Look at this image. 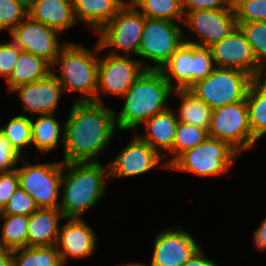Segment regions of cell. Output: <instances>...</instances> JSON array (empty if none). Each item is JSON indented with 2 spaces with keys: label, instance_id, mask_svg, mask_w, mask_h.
I'll return each instance as SVG.
<instances>
[{
  "label": "cell",
  "instance_id": "25",
  "mask_svg": "<svg viewBox=\"0 0 266 266\" xmlns=\"http://www.w3.org/2000/svg\"><path fill=\"white\" fill-rule=\"evenodd\" d=\"M50 72L51 65L43 58L22 51L10 77L6 80L8 92L11 93L17 86L41 80Z\"/></svg>",
  "mask_w": 266,
  "mask_h": 266
},
{
  "label": "cell",
  "instance_id": "14",
  "mask_svg": "<svg viewBox=\"0 0 266 266\" xmlns=\"http://www.w3.org/2000/svg\"><path fill=\"white\" fill-rule=\"evenodd\" d=\"M11 40L22 51L43 58L51 66L57 59L60 49L65 45L59 43V33L27 16L11 32Z\"/></svg>",
  "mask_w": 266,
  "mask_h": 266
},
{
  "label": "cell",
  "instance_id": "10",
  "mask_svg": "<svg viewBox=\"0 0 266 266\" xmlns=\"http://www.w3.org/2000/svg\"><path fill=\"white\" fill-rule=\"evenodd\" d=\"M183 29L180 23L145 17L138 57L154 62L150 69L160 70L184 42Z\"/></svg>",
  "mask_w": 266,
  "mask_h": 266
},
{
  "label": "cell",
  "instance_id": "42",
  "mask_svg": "<svg viewBox=\"0 0 266 266\" xmlns=\"http://www.w3.org/2000/svg\"><path fill=\"white\" fill-rule=\"evenodd\" d=\"M200 248L183 266H219L215 261L206 258Z\"/></svg>",
  "mask_w": 266,
  "mask_h": 266
},
{
  "label": "cell",
  "instance_id": "24",
  "mask_svg": "<svg viewBox=\"0 0 266 266\" xmlns=\"http://www.w3.org/2000/svg\"><path fill=\"white\" fill-rule=\"evenodd\" d=\"M31 117L32 146L44 155L64 142V128L56 118V113ZM62 128V129H61Z\"/></svg>",
  "mask_w": 266,
  "mask_h": 266
},
{
  "label": "cell",
  "instance_id": "38",
  "mask_svg": "<svg viewBox=\"0 0 266 266\" xmlns=\"http://www.w3.org/2000/svg\"><path fill=\"white\" fill-rule=\"evenodd\" d=\"M22 50L10 42L0 43V76L7 80L10 77L14 65L17 63Z\"/></svg>",
  "mask_w": 266,
  "mask_h": 266
},
{
  "label": "cell",
  "instance_id": "33",
  "mask_svg": "<svg viewBox=\"0 0 266 266\" xmlns=\"http://www.w3.org/2000/svg\"><path fill=\"white\" fill-rule=\"evenodd\" d=\"M246 35L257 64L266 72V22L236 23Z\"/></svg>",
  "mask_w": 266,
  "mask_h": 266
},
{
  "label": "cell",
  "instance_id": "45",
  "mask_svg": "<svg viewBox=\"0 0 266 266\" xmlns=\"http://www.w3.org/2000/svg\"><path fill=\"white\" fill-rule=\"evenodd\" d=\"M120 266V265H119ZM121 266H145V264L144 263H139V262H136V263H128V265H121Z\"/></svg>",
  "mask_w": 266,
  "mask_h": 266
},
{
  "label": "cell",
  "instance_id": "1",
  "mask_svg": "<svg viewBox=\"0 0 266 266\" xmlns=\"http://www.w3.org/2000/svg\"><path fill=\"white\" fill-rule=\"evenodd\" d=\"M64 123V163L98 162L117 129L115 111L104 103L74 101Z\"/></svg>",
  "mask_w": 266,
  "mask_h": 266
},
{
  "label": "cell",
  "instance_id": "21",
  "mask_svg": "<svg viewBox=\"0 0 266 266\" xmlns=\"http://www.w3.org/2000/svg\"><path fill=\"white\" fill-rule=\"evenodd\" d=\"M177 125L178 119L176 112L172 108H169L146 120L141 125L143 128L145 127V132L143 135H137L165 159L167 155L165 156V153H162L163 151L170 153L168 156L172 155Z\"/></svg>",
  "mask_w": 266,
  "mask_h": 266
},
{
  "label": "cell",
  "instance_id": "46",
  "mask_svg": "<svg viewBox=\"0 0 266 266\" xmlns=\"http://www.w3.org/2000/svg\"><path fill=\"white\" fill-rule=\"evenodd\" d=\"M4 217V207L0 204V219Z\"/></svg>",
  "mask_w": 266,
  "mask_h": 266
},
{
  "label": "cell",
  "instance_id": "44",
  "mask_svg": "<svg viewBox=\"0 0 266 266\" xmlns=\"http://www.w3.org/2000/svg\"><path fill=\"white\" fill-rule=\"evenodd\" d=\"M0 266H13L11 250L0 248Z\"/></svg>",
  "mask_w": 266,
  "mask_h": 266
},
{
  "label": "cell",
  "instance_id": "43",
  "mask_svg": "<svg viewBox=\"0 0 266 266\" xmlns=\"http://www.w3.org/2000/svg\"><path fill=\"white\" fill-rule=\"evenodd\" d=\"M253 243L257 250L266 251V217L253 233Z\"/></svg>",
  "mask_w": 266,
  "mask_h": 266
},
{
  "label": "cell",
  "instance_id": "32",
  "mask_svg": "<svg viewBox=\"0 0 266 266\" xmlns=\"http://www.w3.org/2000/svg\"><path fill=\"white\" fill-rule=\"evenodd\" d=\"M209 137L208 130L178 121L169 166L184 151L194 148Z\"/></svg>",
  "mask_w": 266,
  "mask_h": 266
},
{
  "label": "cell",
  "instance_id": "31",
  "mask_svg": "<svg viewBox=\"0 0 266 266\" xmlns=\"http://www.w3.org/2000/svg\"><path fill=\"white\" fill-rule=\"evenodd\" d=\"M2 126L0 132L20 155L25 147L32 146L31 117L17 115Z\"/></svg>",
  "mask_w": 266,
  "mask_h": 266
},
{
  "label": "cell",
  "instance_id": "9",
  "mask_svg": "<svg viewBox=\"0 0 266 266\" xmlns=\"http://www.w3.org/2000/svg\"><path fill=\"white\" fill-rule=\"evenodd\" d=\"M208 135L228 143L239 154L256 144L246 100L213 109Z\"/></svg>",
  "mask_w": 266,
  "mask_h": 266
},
{
  "label": "cell",
  "instance_id": "36",
  "mask_svg": "<svg viewBox=\"0 0 266 266\" xmlns=\"http://www.w3.org/2000/svg\"><path fill=\"white\" fill-rule=\"evenodd\" d=\"M38 208L34 199L18 187L4 206V214L31 216Z\"/></svg>",
  "mask_w": 266,
  "mask_h": 266
},
{
  "label": "cell",
  "instance_id": "30",
  "mask_svg": "<svg viewBox=\"0 0 266 266\" xmlns=\"http://www.w3.org/2000/svg\"><path fill=\"white\" fill-rule=\"evenodd\" d=\"M2 220L0 248L13 251L27 247L29 216L4 214Z\"/></svg>",
  "mask_w": 266,
  "mask_h": 266
},
{
  "label": "cell",
  "instance_id": "20",
  "mask_svg": "<svg viewBox=\"0 0 266 266\" xmlns=\"http://www.w3.org/2000/svg\"><path fill=\"white\" fill-rule=\"evenodd\" d=\"M28 16L58 33L78 24L73 12L72 0H30Z\"/></svg>",
  "mask_w": 266,
  "mask_h": 266
},
{
  "label": "cell",
  "instance_id": "28",
  "mask_svg": "<svg viewBox=\"0 0 266 266\" xmlns=\"http://www.w3.org/2000/svg\"><path fill=\"white\" fill-rule=\"evenodd\" d=\"M146 18L183 22L182 0H129Z\"/></svg>",
  "mask_w": 266,
  "mask_h": 266
},
{
  "label": "cell",
  "instance_id": "22",
  "mask_svg": "<svg viewBox=\"0 0 266 266\" xmlns=\"http://www.w3.org/2000/svg\"><path fill=\"white\" fill-rule=\"evenodd\" d=\"M65 220L59 209L38 208L29 216L27 247L55 245L58 238L59 223Z\"/></svg>",
  "mask_w": 266,
  "mask_h": 266
},
{
  "label": "cell",
  "instance_id": "34",
  "mask_svg": "<svg viewBox=\"0 0 266 266\" xmlns=\"http://www.w3.org/2000/svg\"><path fill=\"white\" fill-rule=\"evenodd\" d=\"M28 16V3L23 0H0V32L10 33Z\"/></svg>",
  "mask_w": 266,
  "mask_h": 266
},
{
  "label": "cell",
  "instance_id": "23",
  "mask_svg": "<svg viewBox=\"0 0 266 266\" xmlns=\"http://www.w3.org/2000/svg\"><path fill=\"white\" fill-rule=\"evenodd\" d=\"M128 0H72L73 12L78 23L87 24L96 34L107 24Z\"/></svg>",
  "mask_w": 266,
  "mask_h": 266
},
{
  "label": "cell",
  "instance_id": "2",
  "mask_svg": "<svg viewBox=\"0 0 266 266\" xmlns=\"http://www.w3.org/2000/svg\"><path fill=\"white\" fill-rule=\"evenodd\" d=\"M174 89L160 70L145 69L121 97L125 100L115 122L120 131H136L154 116L169 109L168 101Z\"/></svg>",
  "mask_w": 266,
  "mask_h": 266
},
{
  "label": "cell",
  "instance_id": "18",
  "mask_svg": "<svg viewBox=\"0 0 266 266\" xmlns=\"http://www.w3.org/2000/svg\"><path fill=\"white\" fill-rule=\"evenodd\" d=\"M65 220L67 222L59 228L55 244L63 265L67 264L69 257L81 259L93 255L97 247V235L88 223L82 218Z\"/></svg>",
  "mask_w": 266,
  "mask_h": 266
},
{
  "label": "cell",
  "instance_id": "16",
  "mask_svg": "<svg viewBox=\"0 0 266 266\" xmlns=\"http://www.w3.org/2000/svg\"><path fill=\"white\" fill-rule=\"evenodd\" d=\"M125 146L109 163L110 178L132 177L146 173L162 165L168 169L165 161L154 148L143 141L138 135Z\"/></svg>",
  "mask_w": 266,
  "mask_h": 266
},
{
  "label": "cell",
  "instance_id": "29",
  "mask_svg": "<svg viewBox=\"0 0 266 266\" xmlns=\"http://www.w3.org/2000/svg\"><path fill=\"white\" fill-rule=\"evenodd\" d=\"M13 266H64L55 247H24L12 251Z\"/></svg>",
  "mask_w": 266,
  "mask_h": 266
},
{
  "label": "cell",
  "instance_id": "4",
  "mask_svg": "<svg viewBox=\"0 0 266 266\" xmlns=\"http://www.w3.org/2000/svg\"><path fill=\"white\" fill-rule=\"evenodd\" d=\"M98 51H101L98 41L93 50L83 47L81 44L65 42L51 66V72L62 85L64 93L77 92L79 94V96L74 97L76 98L74 101L96 102ZM56 65H59L57 74L54 70Z\"/></svg>",
  "mask_w": 266,
  "mask_h": 266
},
{
  "label": "cell",
  "instance_id": "3",
  "mask_svg": "<svg viewBox=\"0 0 266 266\" xmlns=\"http://www.w3.org/2000/svg\"><path fill=\"white\" fill-rule=\"evenodd\" d=\"M109 166L98 162H63L59 210L64 218H81L105 195ZM63 188V189H62Z\"/></svg>",
  "mask_w": 266,
  "mask_h": 266
},
{
  "label": "cell",
  "instance_id": "40",
  "mask_svg": "<svg viewBox=\"0 0 266 266\" xmlns=\"http://www.w3.org/2000/svg\"><path fill=\"white\" fill-rule=\"evenodd\" d=\"M19 187L17 168L0 173V204L4 207Z\"/></svg>",
  "mask_w": 266,
  "mask_h": 266
},
{
  "label": "cell",
  "instance_id": "12",
  "mask_svg": "<svg viewBox=\"0 0 266 266\" xmlns=\"http://www.w3.org/2000/svg\"><path fill=\"white\" fill-rule=\"evenodd\" d=\"M186 29L192 30L197 41H192L183 32L184 41L202 47H210L226 37L235 28L234 8L208 9L184 12L183 22ZM190 39V40H189Z\"/></svg>",
  "mask_w": 266,
  "mask_h": 266
},
{
  "label": "cell",
  "instance_id": "37",
  "mask_svg": "<svg viewBox=\"0 0 266 266\" xmlns=\"http://www.w3.org/2000/svg\"><path fill=\"white\" fill-rule=\"evenodd\" d=\"M215 68L210 47L195 44V83L205 79Z\"/></svg>",
  "mask_w": 266,
  "mask_h": 266
},
{
  "label": "cell",
  "instance_id": "27",
  "mask_svg": "<svg viewBox=\"0 0 266 266\" xmlns=\"http://www.w3.org/2000/svg\"><path fill=\"white\" fill-rule=\"evenodd\" d=\"M173 93L181 99L176 113L178 121L208 130L213 109L189 90H174Z\"/></svg>",
  "mask_w": 266,
  "mask_h": 266
},
{
  "label": "cell",
  "instance_id": "19",
  "mask_svg": "<svg viewBox=\"0 0 266 266\" xmlns=\"http://www.w3.org/2000/svg\"><path fill=\"white\" fill-rule=\"evenodd\" d=\"M160 71L174 90H188L195 84V44L184 41Z\"/></svg>",
  "mask_w": 266,
  "mask_h": 266
},
{
  "label": "cell",
  "instance_id": "17",
  "mask_svg": "<svg viewBox=\"0 0 266 266\" xmlns=\"http://www.w3.org/2000/svg\"><path fill=\"white\" fill-rule=\"evenodd\" d=\"M12 92L18 94L23 111L30 112V117L32 114L39 116L56 113L64 93L62 85L52 72L41 80L17 86Z\"/></svg>",
  "mask_w": 266,
  "mask_h": 266
},
{
  "label": "cell",
  "instance_id": "7",
  "mask_svg": "<svg viewBox=\"0 0 266 266\" xmlns=\"http://www.w3.org/2000/svg\"><path fill=\"white\" fill-rule=\"evenodd\" d=\"M144 22L145 16L127 1L116 15L96 33L99 35L98 42L101 50L111 48L107 53L121 55L115 51V49H120L123 56H138Z\"/></svg>",
  "mask_w": 266,
  "mask_h": 266
},
{
  "label": "cell",
  "instance_id": "41",
  "mask_svg": "<svg viewBox=\"0 0 266 266\" xmlns=\"http://www.w3.org/2000/svg\"><path fill=\"white\" fill-rule=\"evenodd\" d=\"M183 11L233 8V0H182Z\"/></svg>",
  "mask_w": 266,
  "mask_h": 266
},
{
  "label": "cell",
  "instance_id": "35",
  "mask_svg": "<svg viewBox=\"0 0 266 266\" xmlns=\"http://www.w3.org/2000/svg\"><path fill=\"white\" fill-rule=\"evenodd\" d=\"M236 23L266 22V0H233Z\"/></svg>",
  "mask_w": 266,
  "mask_h": 266
},
{
  "label": "cell",
  "instance_id": "15",
  "mask_svg": "<svg viewBox=\"0 0 266 266\" xmlns=\"http://www.w3.org/2000/svg\"><path fill=\"white\" fill-rule=\"evenodd\" d=\"M153 244L148 266H183L202 247L192 235L179 227H167L157 233Z\"/></svg>",
  "mask_w": 266,
  "mask_h": 266
},
{
  "label": "cell",
  "instance_id": "39",
  "mask_svg": "<svg viewBox=\"0 0 266 266\" xmlns=\"http://www.w3.org/2000/svg\"><path fill=\"white\" fill-rule=\"evenodd\" d=\"M20 158H22V155L14 149L0 132V173L17 168Z\"/></svg>",
  "mask_w": 266,
  "mask_h": 266
},
{
  "label": "cell",
  "instance_id": "26",
  "mask_svg": "<svg viewBox=\"0 0 266 266\" xmlns=\"http://www.w3.org/2000/svg\"><path fill=\"white\" fill-rule=\"evenodd\" d=\"M246 103L252 136L258 141L266 134V74L253 78Z\"/></svg>",
  "mask_w": 266,
  "mask_h": 266
},
{
  "label": "cell",
  "instance_id": "6",
  "mask_svg": "<svg viewBox=\"0 0 266 266\" xmlns=\"http://www.w3.org/2000/svg\"><path fill=\"white\" fill-rule=\"evenodd\" d=\"M253 78L240 70L216 67L188 90L215 109L246 100Z\"/></svg>",
  "mask_w": 266,
  "mask_h": 266
},
{
  "label": "cell",
  "instance_id": "13",
  "mask_svg": "<svg viewBox=\"0 0 266 266\" xmlns=\"http://www.w3.org/2000/svg\"><path fill=\"white\" fill-rule=\"evenodd\" d=\"M210 50L217 68L236 69L253 77L266 74L257 64L246 35L238 25L226 37L210 46Z\"/></svg>",
  "mask_w": 266,
  "mask_h": 266
},
{
  "label": "cell",
  "instance_id": "8",
  "mask_svg": "<svg viewBox=\"0 0 266 266\" xmlns=\"http://www.w3.org/2000/svg\"><path fill=\"white\" fill-rule=\"evenodd\" d=\"M24 166L17 167L19 187L26 191L39 208L59 209L63 162L32 164L22 158Z\"/></svg>",
  "mask_w": 266,
  "mask_h": 266
},
{
  "label": "cell",
  "instance_id": "11",
  "mask_svg": "<svg viewBox=\"0 0 266 266\" xmlns=\"http://www.w3.org/2000/svg\"><path fill=\"white\" fill-rule=\"evenodd\" d=\"M97 76L96 102L103 103L101 94L119 96L131 87L145 69H150L143 60L130 59L129 56L106 53L100 57ZM100 94V95H99Z\"/></svg>",
  "mask_w": 266,
  "mask_h": 266
},
{
  "label": "cell",
  "instance_id": "5",
  "mask_svg": "<svg viewBox=\"0 0 266 266\" xmlns=\"http://www.w3.org/2000/svg\"><path fill=\"white\" fill-rule=\"evenodd\" d=\"M239 155L228 143L209 136L194 148L180 154L168 169L191 172L200 177L222 176Z\"/></svg>",
  "mask_w": 266,
  "mask_h": 266
}]
</instances>
